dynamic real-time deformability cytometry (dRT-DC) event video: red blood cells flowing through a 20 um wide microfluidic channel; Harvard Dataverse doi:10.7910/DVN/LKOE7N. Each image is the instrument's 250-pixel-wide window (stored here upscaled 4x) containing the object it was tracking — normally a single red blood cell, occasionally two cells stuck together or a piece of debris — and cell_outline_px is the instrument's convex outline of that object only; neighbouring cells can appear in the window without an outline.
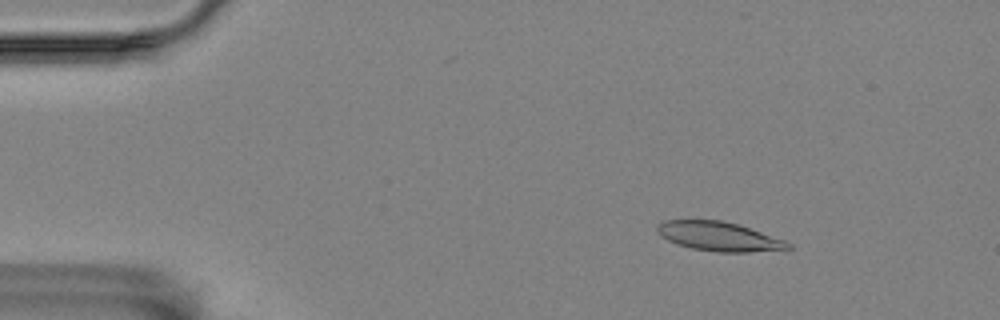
{"species": "Egyptian fruit bat (a non-hibernating species)", "species_latin": "Rousettus aegyptiacus", "temperature_condition": "room temperature", "stored_images_in_passage": 9, "camera_frame_rate_fps": 3000, "um_per_image_px": 0.085, "animal": {"sex": "female"}, "frame": {"image": 1, "passage_image": 3, "time_ms": 2.0, "image_size_px": [1000, 320], "cell_outline_px": [[792, 248], [748, 252], [716, 252], [692, 248], [676, 244], [660, 236], [656, 232], [656, 228], [664, 220], [720, 220], [736, 224], [784, 240], [792, 244]], "centroid_in_image_um": [61.06, 20.1], "position_along_channel_um": 23.9, "area_um2": 21.96}}
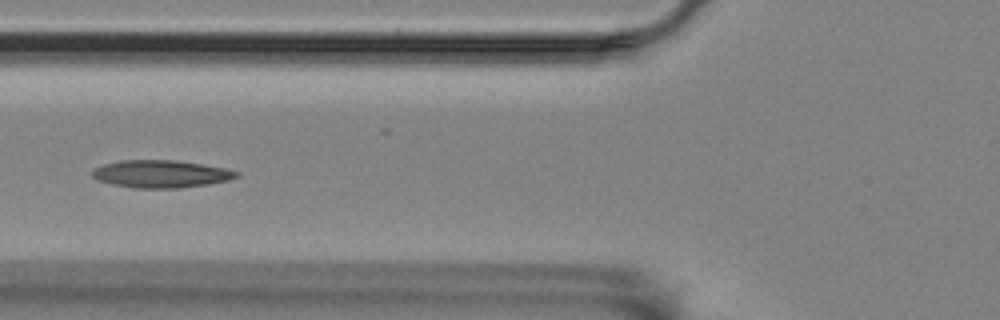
{"frame": {"image": 2, "passage_image": 7, "time_ms": 6.667, "image_size_px": [1000, 320], "cell_outline_px": [[240, 176], [228, 180], [208, 184], [176, 188], [136, 188], [112, 184], [96, 180], [92, 176], [92, 172], [96, 168], [104, 164], [120, 160], [176, 160], [224, 168], [240, 172]], "centroid_in_image_um": [13.68, 14.78], "position_along_channel_um": 112.1, "area_um2": 23.0}}
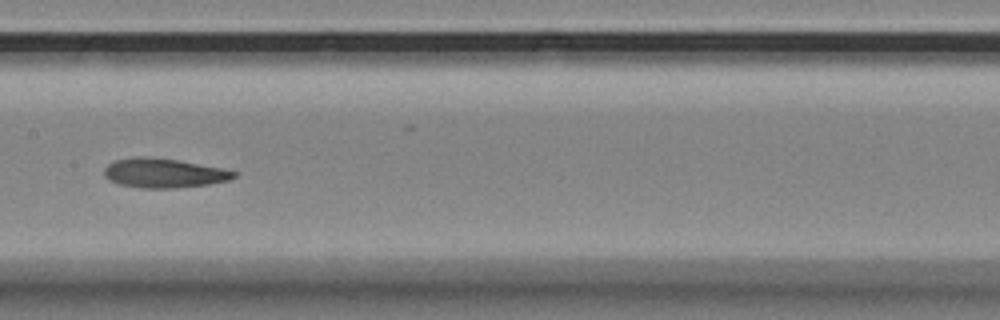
{"frame": {"image": 3, "passage_image": 9, "time_ms": 9.0, "image_size_px": [1000, 320], "cell_outline_px": [[236, 176], [228, 180], [208, 184], [176, 188], [140, 188], [120, 184], [108, 180], [104, 176], [104, 168], [112, 160], [132, 156], [152, 156], [176, 160], [220, 168], [236, 172]], "centroid_in_image_um": [13.83, 14.7], "position_along_channel_um": 193.6, "area_um2": 22.25}}